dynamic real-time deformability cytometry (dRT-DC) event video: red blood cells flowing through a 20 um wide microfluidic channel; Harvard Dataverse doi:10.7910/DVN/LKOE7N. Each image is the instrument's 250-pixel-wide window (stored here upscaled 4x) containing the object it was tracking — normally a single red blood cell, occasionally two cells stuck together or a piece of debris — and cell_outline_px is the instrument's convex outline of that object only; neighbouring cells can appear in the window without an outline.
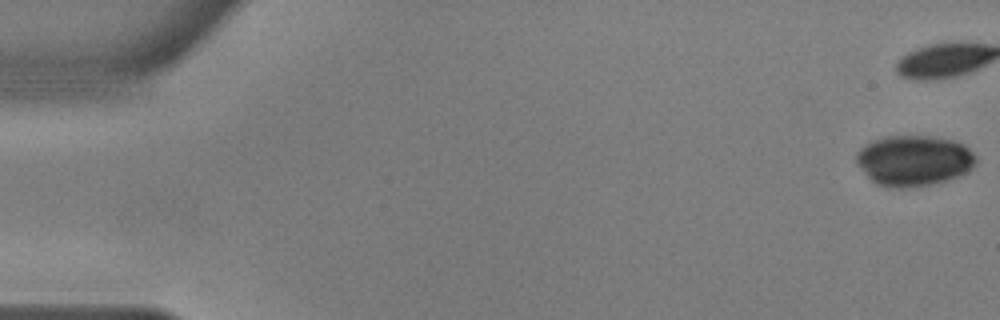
{"species": "common noctule bat (a hibernating species)", "species_latin": "Nyctalus noctula", "temperature_condition": "warm", "stored_images_in_passage": 17, "camera_frame_rate_fps": 3000, "um_per_image_px": 0.085, "animal": {"sex": "male", "body_mass_g": 17.9, "forearm_length_mm": 54.2}, "frame": {"image": 1, "passage_image": 1, "time_ms": 0.0, "image_size_px": [1000, 320], "cell_outline_px": [[976, 164], [968, 172], [960, 176], [948, 180], [928, 184], [904, 188], [900, 188], [876, 184], [868, 176], [856, 160], [856, 152], [860, 148], [872, 140], [888, 136], [932, 136], [952, 140], [964, 144], [976, 156]], "centroid_in_image_um": [77.71, 13.64], "position_along_channel_um": 7.3, "area_um2": 35.14}}